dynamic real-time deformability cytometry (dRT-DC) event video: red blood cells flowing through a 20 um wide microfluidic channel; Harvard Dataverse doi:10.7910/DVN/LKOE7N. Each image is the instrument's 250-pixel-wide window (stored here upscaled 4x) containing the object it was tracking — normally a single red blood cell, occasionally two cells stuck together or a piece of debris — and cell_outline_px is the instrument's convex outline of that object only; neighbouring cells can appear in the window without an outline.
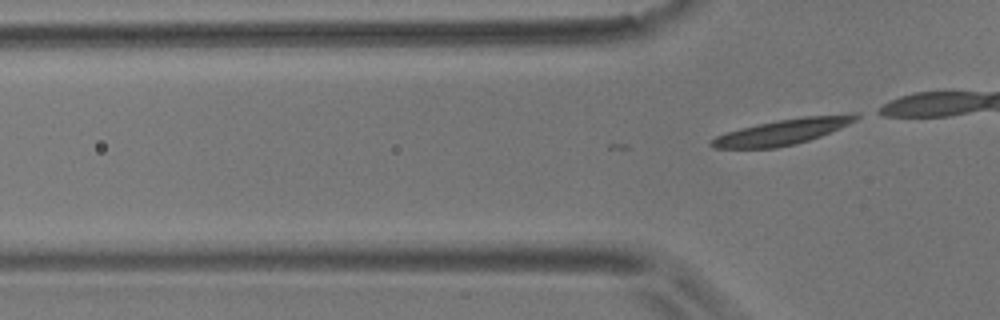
{"species": "common noctule bat (a hibernating species)", "species_latin": "Nyctalus noctula", "temperature_condition": "room temperature", "stored_images_in_passage": 11, "camera_frame_rate_fps": 3000, "um_per_image_px": 0.085, "animal": {"sex": "male", "body_mass_g": 17.9}, "frame": {"image": 1, "passage_image": 11, "time_ms": 3.333, "image_size_px": [1000, 320], "cell_outline_px": [[860, 116], [856, 120], [840, 128], [820, 136], [796, 144], [776, 148], [712, 148], [708, 144], [716, 136], [724, 132], [756, 124], [776, 120], [804, 116], [848, 112], [860, 112]], "centroid_in_image_um": [66.57, 11.18], "position_along_channel_um": 59.2, "area_um2": 21.96}}